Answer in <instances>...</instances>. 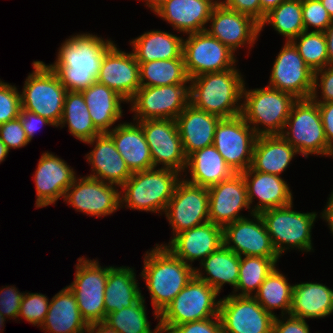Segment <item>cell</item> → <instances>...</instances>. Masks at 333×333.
Returning <instances> with one entry per match:
<instances>
[{
	"instance_id": "17",
	"label": "cell",
	"mask_w": 333,
	"mask_h": 333,
	"mask_svg": "<svg viewBox=\"0 0 333 333\" xmlns=\"http://www.w3.org/2000/svg\"><path fill=\"white\" fill-rule=\"evenodd\" d=\"M145 134L154 168H167L183 174L187 157L183 150L176 120L148 119L137 121Z\"/></svg>"
},
{
	"instance_id": "6",
	"label": "cell",
	"mask_w": 333,
	"mask_h": 333,
	"mask_svg": "<svg viewBox=\"0 0 333 333\" xmlns=\"http://www.w3.org/2000/svg\"><path fill=\"white\" fill-rule=\"evenodd\" d=\"M293 202L287 206L272 208L260 213L267 232L278 255L290 250L314 252L312 229L317 212H302L293 209Z\"/></svg>"
},
{
	"instance_id": "35",
	"label": "cell",
	"mask_w": 333,
	"mask_h": 333,
	"mask_svg": "<svg viewBox=\"0 0 333 333\" xmlns=\"http://www.w3.org/2000/svg\"><path fill=\"white\" fill-rule=\"evenodd\" d=\"M183 37L169 31L150 30L130 41L138 63L156 60L184 59Z\"/></svg>"
},
{
	"instance_id": "36",
	"label": "cell",
	"mask_w": 333,
	"mask_h": 333,
	"mask_svg": "<svg viewBox=\"0 0 333 333\" xmlns=\"http://www.w3.org/2000/svg\"><path fill=\"white\" fill-rule=\"evenodd\" d=\"M135 271L129 266L113 265L109 269L104 294L105 318L111 312L135 305L142 298Z\"/></svg>"
},
{
	"instance_id": "56",
	"label": "cell",
	"mask_w": 333,
	"mask_h": 333,
	"mask_svg": "<svg viewBox=\"0 0 333 333\" xmlns=\"http://www.w3.org/2000/svg\"><path fill=\"white\" fill-rule=\"evenodd\" d=\"M327 200L323 211L320 213V218L327 223L330 233L333 235V197L329 195Z\"/></svg>"
},
{
	"instance_id": "64",
	"label": "cell",
	"mask_w": 333,
	"mask_h": 333,
	"mask_svg": "<svg viewBox=\"0 0 333 333\" xmlns=\"http://www.w3.org/2000/svg\"><path fill=\"white\" fill-rule=\"evenodd\" d=\"M216 4H223L227 0H213Z\"/></svg>"
},
{
	"instance_id": "28",
	"label": "cell",
	"mask_w": 333,
	"mask_h": 333,
	"mask_svg": "<svg viewBox=\"0 0 333 333\" xmlns=\"http://www.w3.org/2000/svg\"><path fill=\"white\" fill-rule=\"evenodd\" d=\"M221 119L190 103L187 105L176 118L186 157L195 151L213 145L215 129Z\"/></svg>"
},
{
	"instance_id": "5",
	"label": "cell",
	"mask_w": 333,
	"mask_h": 333,
	"mask_svg": "<svg viewBox=\"0 0 333 333\" xmlns=\"http://www.w3.org/2000/svg\"><path fill=\"white\" fill-rule=\"evenodd\" d=\"M297 100L293 95L267 85L249 90L245 82L241 116L257 136L280 135Z\"/></svg>"
},
{
	"instance_id": "19",
	"label": "cell",
	"mask_w": 333,
	"mask_h": 333,
	"mask_svg": "<svg viewBox=\"0 0 333 333\" xmlns=\"http://www.w3.org/2000/svg\"><path fill=\"white\" fill-rule=\"evenodd\" d=\"M250 218L246 216L224 226L223 245L240 257L280 258L261 215L254 213Z\"/></svg>"
},
{
	"instance_id": "10",
	"label": "cell",
	"mask_w": 333,
	"mask_h": 333,
	"mask_svg": "<svg viewBox=\"0 0 333 333\" xmlns=\"http://www.w3.org/2000/svg\"><path fill=\"white\" fill-rule=\"evenodd\" d=\"M75 265V279L67 285L73 292L81 317L87 324L105 321L104 294L109 269L101 266L98 259L79 257Z\"/></svg>"
},
{
	"instance_id": "41",
	"label": "cell",
	"mask_w": 333,
	"mask_h": 333,
	"mask_svg": "<svg viewBox=\"0 0 333 333\" xmlns=\"http://www.w3.org/2000/svg\"><path fill=\"white\" fill-rule=\"evenodd\" d=\"M267 24L271 25L278 34L284 36L286 42L295 39L305 31L302 0H285L272 9L260 23V33Z\"/></svg>"
},
{
	"instance_id": "39",
	"label": "cell",
	"mask_w": 333,
	"mask_h": 333,
	"mask_svg": "<svg viewBox=\"0 0 333 333\" xmlns=\"http://www.w3.org/2000/svg\"><path fill=\"white\" fill-rule=\"evenodd\" d=\"M292 295L293 284L288 283V278L276 266L253 297L267 312L277 317L276 309H281V316L289 315Z\"/></svg>"
},
{
	"instance_id": "52",
	"label": "cell",
	"mask_w": 333,
	"mask_h": 333,
	"mask_svg": "<svg viewBox=\"0 0 333 333\" xmlns=\"http://www.w3.org/2000/svg\"><path fill=\"white\" fill-rule=\"evenodd\" d=\"M273 333H310V328L307 320L292 315H280L274 319Z\"/></svg>"
},
{
	"instance_id": "7",
	"label": "cell",
	"mask_w": 333,
	"mask_h": 333,
	"mask_svg": "<svg viewBox=\"0 0 333 333\" xmlns=\"http://www.w3.org/2000/svg\"><path fill=\"white\" fill-rule=\"evenodd\" d=\"M33 71L24 81L21 107L51 121L57 128L63 115L66 88L43 61L32 62Z\"/></svg>"
},
{
	"instance_id": "42",
	"label": "cell",
	"mask_w": 333,
	"mask_h": 333,
	"mask_svg": "<svg viewBox=\"0 0 333 333\" xmlns=\"http://www.w3.org/2000/svg\"><path fill=\"white\" fill-rule=\"evenodd\" d=\"M280 258L241 256L238 283L230 294L254 296L265 278L277 266Z\"/></svg>"
},
{
	"instance_id": "62",
	"label": "cell",
	"mask_w": 333,
	"mask_h": 333,
	"mask_svg": "<svg viewBox=\"0 0 333 333\" xmlns=\"http://www.w3.org/2000/svg\"><path fill=\"white\" fill-rule=\"evenodd\" d=\"M9 154V150L6 145L0 139V164L5 161L6 157Z\"/></svg>"
},
{
	"instance_id": "47",
	"label": "cell",
	"mask_w": 333,
	"mask_h": 333,
	"mask_svg": "<svg viewBox=\"0 0 333 333\" xmlns=\"http://www.w3.org/2000/svg\"><path fill=\"white\" fill-rule=\"evenodd\" d=\"M21 95L15 85L0 80V125L20 115Z\"/></svg>"
},
{
	"instance_id": "53",
	"label": "cell",
	"mask_w": 333,
	"mask_h": 333,
	"mask_svg": "<svg viewBox=\"0 0 333 333\" xmlns=\"http://www.w3.org/2000/svg\"><path fill=\"white\" fill-rule=\"evenodd\" d=\"M19 119L30 142L33 139L37 130L40 129L42 126L48 125L55 127V125L48 119L43 118L42 116H39L34 112L23 109L22 107L20 110Z\"/></svg>"
},
{
	"instance_id": "38",
	"label": "cell",
	"mask_w": 333,
	"mask_h": 333,
	"mask_svg": "<svg viewBox=\"0 0 333 333\" xmlns=\"http://www.w3.org/2000/svg\"><path fill=\"white\" fill-rule=\"evenodd\" d=\"M66 126L70 135L83 143L101 134L91 120L82 92L67 91L66 93L63 115L57 128Z\"/></svg>"
},
{
	"instance_id": "16",
	"label": "cell",
	"mask_w": 333,
	"mask_h": 333,
	"mask_svg": "<svg viewBox=\"0 0 333 333\" xmlns=\"http://www.w3.org/2000/svg\"><path fill=\"white\" fill-rule=\"evenodd\" d=\"M219 317L222 333H273L275 316L267 312L253 296H223Z\"/></svg>"
},
{
	"instance_id": "48",
	"label": "cell",
	"mask_w": 333,
	"mask_h": 333,
	"mask_svg": "<svg viewBox=\"0 0 333 333\" xmlns=\"http://www.w3.org/2000/svg\"><path fill=\"white\" fill-rule=\"evenodd\" d=\"M310 98L316 103L333 101V65L314 72L313 91Z\"/></svg>"
},
{
	"instance_id": "22",
	"label": "cell",
	"mask_w": 333,
	"mask_h": 333,
	"mask_svg": "<svg viewBox=\"0 0 333 333\" xmlns=\"http://www.w3.org/2000/svg\"><path fill=\"white\" fill-rule=\"evenodd\" d=\"M209 222L221 227L245 218L240 212L254 214L248 201L247 186L241 173L208 188Z\"/></svg>"
},
{
	"instance_id": "40",
	"label": "cell",
	"mask_w": 333,
	"mask_h": 333,
	"mask_svg": "<svg viewBox=\"0 0 333 333\" xmlns=\"http://www.w3.org/2000/svg\"><path fill=\"white\" fill-rule=\"evenodd\" d=\"M141 87L189 84L184 59L156 60L139 63Z\"/></svg>"
},
{
	"instance_id": "15",
	"label": "cell",
	"mask_w": 333,
	"mask_h": 333,
	"mask_svg": "<svg viewBox=\"0 0 333 333\" xmlns=\"http://www.w3.org/2000/svg\"><path fill=\"white\" fill-rule=\"evenodd\" d=\"M119 188L86 175L77 176L68 187L63 201L77 212L102 218L121 209Z\"/></svg>"
},
{
	"instance_id": "26",
	"label": "cell",
	"mask_w": 333,
	"mask_h": 333,
	"mask_svg": "<svg viewBox=\"0 0 333 333\" xmlns=\"http://www.w3.org/2000/svg\"><path fill=\"white\" fill-rule=\"evenodd\" d=\"M241 174L247 186L248 201L253 213L260 214L293 202L292 190L281 176L255 171L251 167ZM255 198H258L259 202L253 205Z\"/></svg>"
},
{
	"instance_id": "3",
	"label": "cell",
	"mask_w": 333,
	"mask_h": 333,
	"mask_svg": "<svg viewBox=\"0 0 333 333\" xmlns=\"http://www.w3.org/2000/svg\"><path fill=\"white\" fill-rule=\"evenodd\" d=\"M244 76L235 67L190 79L189 101L194 107L221 118L241 115Z\"/></svg>"
},
{
	"instance_id": "44",
	"label": "cell",
	"mask_w": 333,
	"mask_h": 333,
	"mask_svg": "<svg viewBox=\"0 0 333 333\" xmlns=\"http://www.w3.org/2000/svg\"><path fill=\"white\" fill-rule=\"evenodd\" d=\"M291 42L313 72L330 65L324 32L303 31Z\"/></svg>"
},
{
	"instance_id": "25",
	"label": "cell",
	"mask_w": 333,
	"mask_h": 333,
	"mask_svg": "<svg viewBox=\"0 0 333 333\" xmlns=\"http://www.w3.org/2000/svg\"><path fill=\"white\" fill-rule=\"evenodd\" d=\"M84 144L92 145L93 149L85 154L91 165L88 177L121 187L132 175L126 162L116 149L114 141L107 133L95 136Z\"/></svg>"
},
{
	"instance_id": "2",
	"label": "cell",
	"mask_w": 333,
	"mask_h": 333,
	"mask_svg": "<svg viewBox=\"0 0 333 333\" xmlns=\"http://www.w3.org/2000/svg\"><path fill=\"white\" fill-rule=\"evenodd\" d=\"M144 255L143 270L139 275L145 281L153 315L159 322V315L195 275V267L186 264L166 246L157 243Z\"/></svg>"
},
{
	"instance_id": "30",
	"label": "cell",
	"mask_w": 333,
	"mask_h": 333,
	"mask_svg": "<svg viewBox=\"0 0 333 333\" xmlns=\"http://www.w3.org/2000/svg\"><path fill=\"white\" fill-rule=\"evenodd\" d=\"M183 173L184 180L205 188L216 185L235 174L214 145L190 154Z\"/></svg>"
},
{
	"instance_id": "58",
	"label": "cell",
	"mask_w": 333,
	"mask_h": 333,
	"mask_svg": "<svg viewBox=\"0 0 333 333\" xmlns=\"http://www.w3.org/2000/svg\"><path fill=\"white\" fill-rule=\"evenodd\" d=\"M324 35L327 42V53L329 57V64L333 65V21L324 31Z\"/></svg>"
},
{
	"instance_id": "61",
	"label": "cell",
	"mask_w": 333,
	"mask_h": 333,
	"mask_svg": "<svg viewBox=\"0 0 333 333\" xmlns=\"http://www.w3.org/2000/svg\"><path fill=\"white\" fill-rule=\"evenodd\" d=\"M320 2L333 20V0H320Z\"/></svg>"
},
{
	"instance_id": "59",
	"label": "cell",
	"mask_w": 333,
	"mask_h": 333,
	"mask_svg": "<svg viewBox=\"0 0 333 333\" xmlns=\"http://www.w3.org/2000/svg\"><path fill=\"white\" fill-rule=\"evenodd\" d=\"M285 0H260L261 9H262V21L264 20L267 13L272 9L276 8Z\"/></svg>"
},
{
	"instance_id": "4",
	"label": "cell",
	"mask_w": 333,
	"mask_h": 333,
	"mask_svg": "<svg viewBox=\"0 0 333 333\" xmlns=\"http://www.w3.org/2000/svg\"><path fill=\"white\" fill-rule=\"evenodd\" d=\"M182 174L167 168L133 172L120 187V208L162 215Z\"/></svg>"
},
{
	"instance_id": "18",
	"label": "cell",
	"mask_w": 333,
	"mask_h": 333,
	"mask_svg": "<svg viewBox=\"0 0 333 333\" xmlns=\"http://www.w3.org/2000/svg\"><path fill=\"white\" fill-rule=\"evenodd\" d=\"M267 86L308 99L313 91L314 72L305 63L291 41L284 43L273 62Z\"/></svg>"
},
{
	"instance_id": "43",
	"label": "cell",
	"mask_w": 333,
	"mask_h": 333,
	"mask_svg": "<svg viewBox=\"0 0 333 333\" xmlns=\"http://www.w3.org/2000/svg\"><path fill=\"white\" fill-rule=\"evenodd\" d=\"M145 302L142 294V298L135 305L111 312L106 315L104 322L118 333H162L159 322L154 330L151 329Z\"/></svg>"
},
{
	"instance_id": "60",
	"label": "cell",
	"mask_w": 333,
	"mask_h": 333,
	"mask_svg": "<svg viewBox=\"0 0 333 333\" xmlns=\"http://www.w3.org/2000/svg\"><path fill=\"white\" fill-rule=\"evenodd\" d=\"M145 2L144 5L148 7L153 13L156 11V9L161 6L166 0H141Z\"/></svg>"
},
{
	"instance_id": "12",
	"label": "cell",
	"mask_w": 333,
	"mask_h": 333,
	"mask_svg": "<svg viewBox=\"0 0 333 333\" xmlns=\"http://www.w3.org/2000/svg\"><path fill=\"white\" fill-rule=\"evenodd\" d=\"M189 101V84L168 86L140 87L130 104L134 121L148 119H173L187 107Z\"/></svg>"
},
{
	"instance_id": "37",
	"label": "cell",
	"mask_w": 333,
	"mask_h": 333,
	"mask_svg": "<svg viewBox=\"0 0 333 333\" xmlns=\"http://www.w3.org/2000/svg\"><path fill=\"white\" fill-rule=\"evenodd\" d=\"M200 268L195 267V276L219 294L226 284L232 286L234 291L238 283L240 256L222 245L200 263Z\"/></svg>"
},
{
	"instance_id": "24",
	"label": "cell",
	"mask_w": 333,
	"mask_h": 333,
	"mask_svg": "<svg viewBox=\"0 0 333 333\" xmlns=\"http://www.w3.org/2000/svg\"><path fill=\"white\" fill-rule=\"evenodd\" d=\"M166 246L176 257L193 267L223 245V227L207 222L176 234Z\"/></svg>"
},
{
	"instance_id": "45",
	"label": "cell",
	"mask_w": 333,
	"mask_h": 333,
	"mask_svg": "<svg viewBox=\"0 0 333 333\" xmlns=\"http://www.w3.org/2000/svg\"><path fill=\"white\" fill-rule=\"evenodd\" d=\"M49 303L46 294L25 291L17 320L23 318L33 326L41 327L47 315Z\"/></svg>"
},
{
	"instance_id": "46",
	"label": "cell",
	"mask_w": 333,
	"mask_h": 333,
	"mask_svg": "<svg viewBox=\"0 0 333 333\" xmlns=\"http://www.w3.org/2000/svg\"><path fill=\"white\" fill-rule=\"evenodd\" d=\"M302 15L305 31L324 32L333 21L320 0H302Z\"/></svg>"
},
{
	"instance_id": "31",
	"label": "cell",
	"mask_w": 333,
	"mask_h": 333,
	"mask_svg": "<svg viewBox=\"0 0 333 333\" xmlns=\"http://www.w3.org/2000/svg\"><path fill=\"white\" fill-rule=\"evenodd\" d=\"M87 326L73 292L66 286L50 300L40 330H45L46 333H85Z\"/></svg>"
},
{
	"instance_id": "13",
	"label": "cell",
	"mask_w": 333,
	"mask_h": 333,
	"mask_svg": "<svg viewBox=\"0 0 333 333\" xmlns=\"http://www.w3.org/2000/svg\"><path fill=\"white\" fill-rule=\"evenodd\" d=\"M257 137L241 115L222 118L216 126L213 145L233 171L241 173L251 167Z\"/></svg>"
},
{
	"instance_id": "20",
	"label": "cell",
	"mask_w": 333,
	"mask_h": 333,
	"mask_svg": "<svg viewBox=\"0 0 333 333\" xmlns=\"http://www.w3.org/2000/svg\"><path fill=\"white\" fill-rule=\"evenodd\" d=\"M206 31L234 53L238 48L248 47V53L260 37V24L252 17L217 4L210 16ZM248 45V46H247Z\"/></svg>"
},
{
	"instance_id": "21",
	"label": "cell",
	"mask_w": 333,
	"mask_h": 333,
	"mask_svg": "<svg viewBox=\"0 0 333 333\" xmlns=\"http://www.w3.org/2000/svg\"><path fill=\"white\" fill-rule=\"evenodd\" d=\"M33 174L36 188L35 208L54 205L64 199L68 187L77 177L73 167L52 152L45 151Z\"/></svg>"
},
{
	"instance_id": "65",
	"label": "cell",
	"mask_w": 333,
	"mask_h": 333,
	"mask_svg": "<svg viewBox=\"0 0 333 333\" xmlns=\"http://www.w3.org/2000/svg\"><path fill=\"white\" fill-rule=\"evenodd\" d=\"M331 197H333V190H332V192L329 194Z\"/></svg>"
},
{
	"instance_id": "34",
	"label": "cell",
	"mask_w": 333,
	"mask_h": 333,
	"mask_svg": "<svg viewBox=\"0 0 333 333\" xmlns=\"http://www.w3.org/2000/svg\"><path fill=\"white\" fill-rule=\"evenodd\" d=\"M297 150L281 135L258 136L254 145L251 168L278 176L289 168Z\"/></svg>"
},
{
	"instance_id": "57",
	"label": "cell",
	"mask_w": 333,
	"mask_h": 333,
	"mask_svg": "<svg viewBox=\"0 0 333 333\" xmlns=\"http://www.w3.org/2000/svg\"><path fill=\"white\" fill-rule=\"evenodd\" d=\"M85 333H118V332L115 329L111 328L104 321H100L88 324Z\"/></svg>"
},
{
	"instance_id": "50",
	"label": "cell",
	"mask_w": 333,
	"mask_h": 333,
	"mask_svg": "<svg viewBox=\"0 0 333 333\" xmlns=\"http://www.w3.org/2000/svg\"><path fill=\"white\" fill-rule=\"evenodd\" d=\"M25 292H19L16 286H5L0 289V313L5 318L17 321L20 305Z\"/></svg>"
},
{
	"instance_id": "49",
	"label": "cell",
	"mask_w": 333,
	"mask_h": 333,
	"mask_svg": "<svg viewBox=\"0 0 333 333\" xmlns=\"http://www.w3.org/2000/svg\"><path fill=\"white\" fill-rule=\"evenodd\" d=\"M0 139L9 151L24 148L30 143L19 117L0 125Z\"/></svg>"
},
{
	"instance_id": "63",
	"label": "cell",
	"mask_w": 333,
	"mask_h": 333,
	"mask_svg": "<svg viewBox=\"0 0 333 333\" xmlns=\"http://www.w3.org/2000/svg\"><path fill=\"white\" fill-rule=\"evenodd\" d=\"M5 322L6 318L0 313V333L3 332Z\"/></svg>"
},
{
	"instance_id": "1",
	"label": "cell",
	"mask_w": 333,
	"mask_h": 333,
	"mask_svg": "<svg viewBox=\"0 0 333 333\" xmlns=\"http://www.w3.org/2000/svg\"><path fill=\"white\" fill-rule=\"evenodd\" d=\"M90 33H75L62 42L49 64L67 91L81 92L96 82L106 50L114 43Z\"/></svg>"
},
{
	"instance_id": "8",
	"label": "cell",
	"mask_w": 333,
	"mask_h": 333,
	"mask_svg": "<svg viewBox=\"0 0 333 333\" xmlns=\"http://www.w3.org/2000/svg\"><path fill=\"white\" fill-rule=\"evenodd\" d=\"M305 158L309 155L332 157L318 103L311 98L298 99L292 106L284 129L280 134Z\"/></svg>"
},
{
	"instance_id": "23",
	"label": "cell",
	"mask_w": 333,
	"mask_h": 333,
	"mask_svg": "<svg viewBox=\"0 0 333 333\" xmlns=\"http://www.w3.org/2000/svg\"><path fill=\"white\" fill-rule=\"evenodd\" d=\"M113 43L105 52L96 81L115 91L127 103L141 87L139 63L134 54Z\"/></svg>"
},
{
	"instance_id": "32",
	"label": "cell",
	"mask_w": 333,
	"mask_h": 333,
	"mask_svg": "<svg viewBox=\"0 0 333 333\" xmlns=\"http://www.w3.org/2000/svg\"><path fill=\"white\" fill-rule=\"evenodd\" d=\"M81 92L95 128L101 134L110 132L124 115L121 103L125 104L127 101L98 81Z\"/></svg>"
},
{
	"instance_id": "27",
	"label": "cell",
	"mask_w": 333,
	"mask_h": 333,
	"mask_svg": "<svg viewBox=\"0 0 333 333\" xmlns=\"http://www.w3.org/2000/svg\"><path fill=\"white\" fill-rule=\"evenodd\" d=\"M216 5L213 0H166L154 15L169 23L176 32L187 35L206 30Z\"/></svg>"
},
{
	"instance_id": "11",
	"label": "cell",
	"mask_w": 333,
	"mask_h": 333,
	"mask_svg": "<svg viewBox=\"0 0 333 333\" xmlns=\"http://www.w3.org/2000/svg\"><path fill=\"white\" fill-rule=\"evenodd\" d=\"M186 38V39H185ZM183 57L189 78L205 73L223 72L236 67V54L206 30L187 34Z\"/></svg>"
},
{
	"instance_id": "51",
	"label": "cell",
	"mask_w": 333,
	"mask_h": 333,
	"mask_svg": "<svg viewBox=\"0 0 333 333\" xmlns=\"http://www.w3.org/2000/svg\"><path fill=\"white\" fill-rule=\"evenodd\" d=\"M168 333H222L219 316L174 326Z\"/></svg>"
},
{
	"instance_id": "29",
	"label": "cell",
	"mask_w": 333,
	"mask_h": 333,
	"mask_svg": "<svg viewBox=\"0 0 333 333\" xmlns=\"http://www.w3.org/2000/svg\"><path fill=\"white\" fill-rule=\"evenodd\" d=\"M107 134L132 173L154 168L145 134L137 121L120 122Z\"/></svg>"
},
{
	"instance_id": "9",
	"label": "cell",
	"mask_w": 333,
	"mask_h": 333,
	"mask_svg": "<svg viewBox=\"0 0 333 333\" xmlns=\"http://www.w3.org/2000/svg\"><path fill=\"white\" fill-rule=\"evenodd\" d=\"M219 293L195 275L159 315L162 333L186 322L219 316Z\"/></svg>"
},
{
	"instance_id": "14",
	"label": "cell",
	"mask_w": 333,
	"mask_h": 333,
	"mask_svg": "<svg viewBox=\"0 0 333 333\" xmlns=\"http://www.w3.org/2000/svg\"><path fill=\"white\" fill-rule=\"evenodd\" d=\"M163 214L171 225L172 238L184 230L209 222L208 188L182 178Z\"/></svg>"
},
{
	"instance_id": "55",
	"label": "cell",
	"mask_w": 333,
	"mask_h": 333,
	"mask_svg": "<svg viewBox=\"0 0 333 333\" xmlns=\"http://www.w3.org/2000/svg\"><path fill=\"white\" fill-rule=\"evenodd\" d=\"M318 108L328 145L333 149V101L318 103Z\"/></svg>"
},
{
	"instance_id": "54",
	"label": "cell",
	"mask_w": 333,
	"mask_h": 333,
	"mask_svg": "<svg viewBox=\"0 0 333 333\" xmlns=\"http://www.w3.org/2000/svg\"><path fill=\"white\" fill-rule=\"evenodd\" d=\"M223 4L228 9L252 17L259 24L262 22L260 0H227Z\"/></svg>"
},
{
	"instance_id": "33",
	"label": "cell",
	"mask_w": 333,
	"mask_h": 333,
	"mask_svg": "<svg viewBox=\"0 0 333 333\" xmlns=\"http://www.w3.org/2000/svg\"><path fill=\"white\" fill-rule=\"evenodd\" d=\"M333 314V289L323 283L293 284L289 315L306 320L325 318Z\"/></svg>"
}]
</instances>
